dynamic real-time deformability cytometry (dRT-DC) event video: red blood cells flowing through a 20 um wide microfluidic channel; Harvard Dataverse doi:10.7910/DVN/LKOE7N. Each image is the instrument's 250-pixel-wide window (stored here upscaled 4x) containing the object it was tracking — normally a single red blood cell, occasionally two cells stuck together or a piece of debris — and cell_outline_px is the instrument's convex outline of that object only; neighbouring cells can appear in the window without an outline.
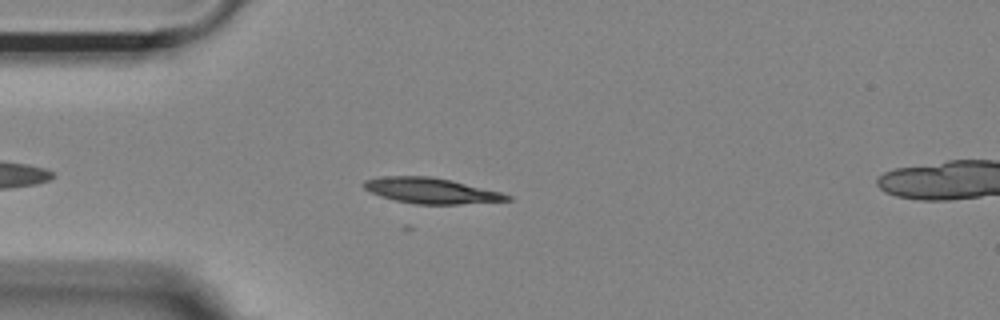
{"species": "Egyptian fruit bat (a non-hibernating species)", "species_latin": "Rousettus aegyptiacus", "temperature_condition": "room temperature", "stored_images_in_passage": 41, "camera_frame_rate_fps": 3000, "um_per_image_px": 0.085, "animal": {"sex": "female"}, "frame": {"image": 1, "passage_image": 1, "time_ms": 0.0, "image_size_px": [1000, 320], "cell_outline_px": [[512, 200], [456, 204], [416, 204], [396, 200], [372, 192], [364, 188], [364, 180], [380, 176], [428, 176], [452, 180], [500, 192], [512, 196]], "centroid_in_image_um": [36.66, 16.2], "position_along_channel_um": 48.3, "area_um2": 21.04}}
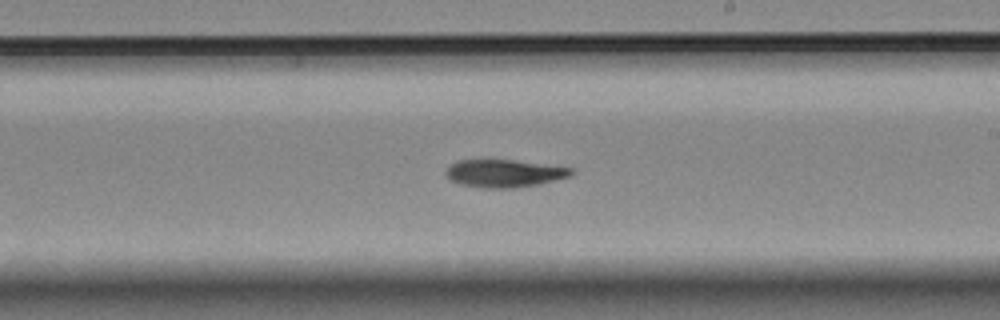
{"frame": {"image": 2, "passage_image": 18, "time_ms": 5.667, "image_size_px": [1000, 320], "cell_outline_px": [[576, 172], [572, 176], [536, 184], [512, 188], [480, 188], [460, 184], [448, 180], [444, 172], [456, 160], [512, 160], [572, 168]], "centroid_in_image_um": [42.82, 14.74], "position_along_channel_um": 246.2, "area_um2": 20.17}}
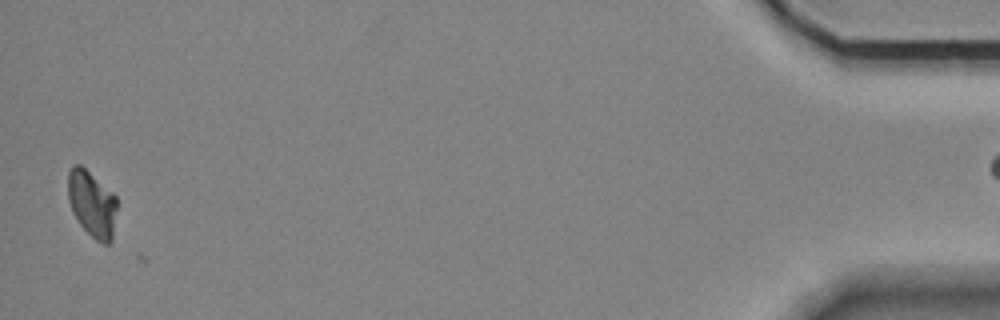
{"frame": {"image": 3, "passage_image": 40, "time_ms": 13.0, "image_size_px": [1000, 320], "cell_outline_px": [[116, 208], [112, 240], [108, 244], [104, 244], [96, 240], [80, 224], [72, 212], [68, 200], [68, 172], [72, 164], [80, 164], [112, 192], [116, 196]], "centroid_in_image_um": [7.8, 17.31], "position_along_channel_um": 427.4, "area_um2": 18.79}, "authors_computed_cell_mechanics": {"area_um2": 20.519, "velocity_mm_per_s": 3.6938, "shape_relaxation_time_tau1_ms": 5.0928, "shape_relaxation_time_tau2_ms": null, "deformation_change_tau1": 0.1342, "deformation_change_tau2": null}}